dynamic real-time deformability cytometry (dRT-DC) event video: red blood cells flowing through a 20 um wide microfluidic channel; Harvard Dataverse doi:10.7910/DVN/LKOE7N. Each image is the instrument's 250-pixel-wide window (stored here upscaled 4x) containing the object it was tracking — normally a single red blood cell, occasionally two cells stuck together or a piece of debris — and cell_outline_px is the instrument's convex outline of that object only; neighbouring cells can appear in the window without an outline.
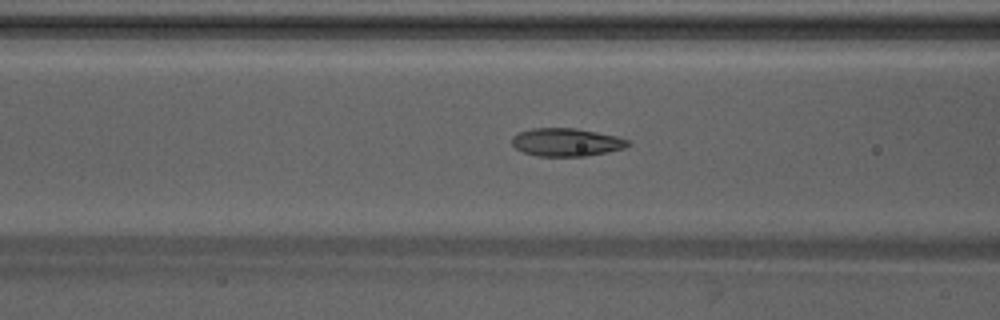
{"species": "Egyptian fruit bat (a non-hibernating species)", "species_latin": "Rousettus aegyptiacus", "temperature_condition": "warm", "stored_images_in_passage": 49, "camera_frame_rate_fps": 3000, "um_per_image_px": 0.085, "animal": {"sex": "male"}, "frame": {"image": 1, "passage_image": 20, "time_ms": 6.333, "image_size_px": [1000, 320], "cell_outline_px": [[632, 144], [624, 148], [608, 152], [584, 156], [536, 156], [524, 152], [516, 148], [512, 144], [512, 136], [520, 132], [532, 128], [576, 128], [616, 136], [628, 140]], "centroid_in_image_um": [48.15, 12.09], "position_along_channel_um": 118.5, "area_um2": 18.9}}
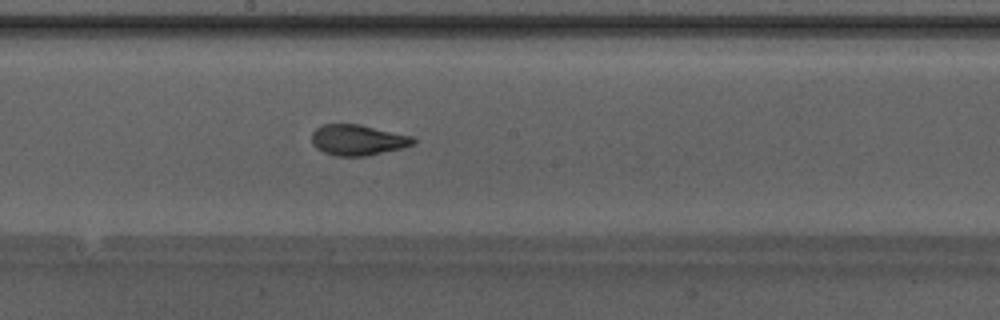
{"frame": {"image": 2, "passage_image": 27, "time_ms": 8.667, "image_size_px": [1000, 320], "cell_outline_px": [[416, 144], [368, 156], [336, 156], [324, 152], [316, 148], [312, 144], [312, 132], [316, 128], [324, 124], [360, 124], [412, 136], [416, 140]], "centroid_in_image_um": [30.41, 11.9], "position_along_channel_um": 217.8, "area_um2": 18.21}}
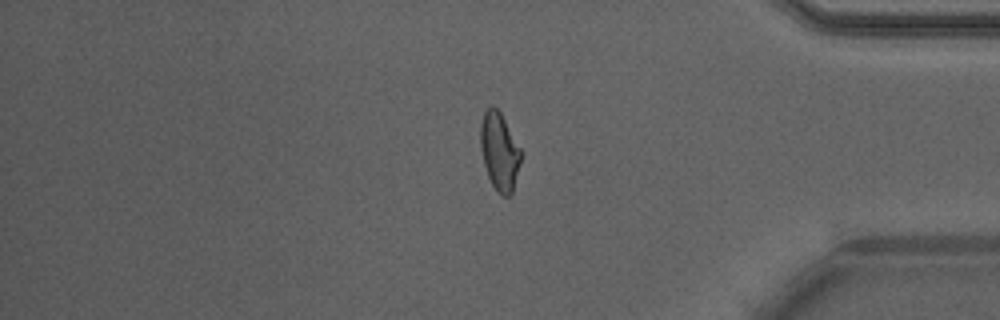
{"frame": {"image": 3, "passage_image": 41, "time_ms": 13.333, "image_size_px": [1000, 320], "cell_outline_px": [[524, 152], [512, 192], [508, 196], [504, 196], [496, 192], [488, 176], [484, 164], [480, 148], [480, 124], [484, 112], [492, 104], [500, 112]], "centroid_in_image_um": [42.47, 12.86], "position_along_channel_um": 392.7, "area_um2": 18.67}, "authors_computed_cell_mechanics": {"area_um2": 18.6694, "velocity_mm_per_s": 4.2615, "shape_relaxation_time_tau1_ms": 5.8852, "shape_relaxation_time_tau2_ms": 1.1488, "deformation_change_tau1": 0.1991, "deformation_change_tau2": 0.0742}}